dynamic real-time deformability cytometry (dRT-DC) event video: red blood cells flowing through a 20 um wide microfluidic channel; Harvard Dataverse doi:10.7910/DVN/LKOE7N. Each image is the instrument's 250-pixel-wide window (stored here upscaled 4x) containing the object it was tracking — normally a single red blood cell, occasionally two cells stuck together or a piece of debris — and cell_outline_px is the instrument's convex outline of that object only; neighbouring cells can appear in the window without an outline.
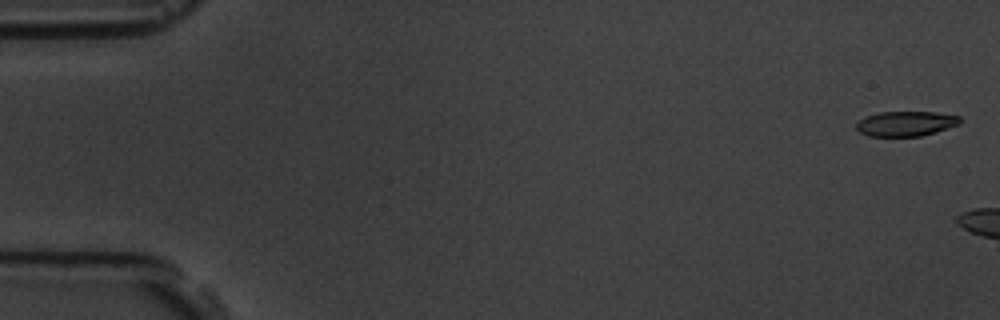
{"species": "common noctule bat (a hibernating species)", "species_latin": "Nyctalus noctula", "temperature_condition": "room temperature", "stored_images_in_passage": 3, "camera_frame_rate_fps": 3000, "um_per_image_px": 0.085, "animal": {"sex": "male", "body_mass_g": 19.5, "forearm_length_mm": 54.6}, "frame": {"image": 1, "passage_image": 1, "time_ms": 0.0, "image_size_px": [1000, 320], "cell_outline_px": [[960, 124], [936, 132], [920, 136], [868, 136], [860, 132], [856, 128], [856, 124], [864, 116], [880, 112], [936, 112], [960, 116]], "centroid_in_image_um": [76.99, 10.51], "position_along_channel_um": 8.0, "area_um2": 15.09}}